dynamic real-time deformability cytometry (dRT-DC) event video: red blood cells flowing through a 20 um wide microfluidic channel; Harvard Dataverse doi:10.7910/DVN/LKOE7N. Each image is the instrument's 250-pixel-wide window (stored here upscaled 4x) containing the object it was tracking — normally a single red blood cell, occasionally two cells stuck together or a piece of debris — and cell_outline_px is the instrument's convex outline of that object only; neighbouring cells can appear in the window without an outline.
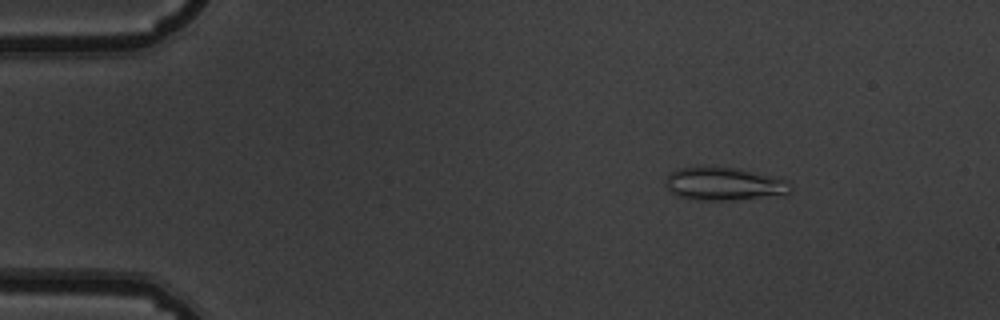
{"species": "common noctule bat (a hibernating species)", "species_latin": "Nyctalus noctula", "temperature_condition": "warm", "stored_images_in_passage": 55, "segment_of_instrument_passage": [1, 2], "camera_frame_rate_fps": 3000, "um_per_image_px": 0.085, "animal": {"sex": "male", "body_mass_g": 19.5, "forearm_length_mm": 54.6}, "frame": {"image": 1, "passage_image": 8, "time_ms": 2.333, "image_size_px": [1000, 320], "cell_outline_px": [[792, 188], [784, 196], [736, 200], [692, 200], [676, 196], [668, 188], [668, 172], [680, 168], [700, 164], [736, 168], [788, 180], [792, 184]], "centroid_in_image_um": [61.57, 15.62], "position_along_channel_um": 23.4, "area_um2": 24.8}}
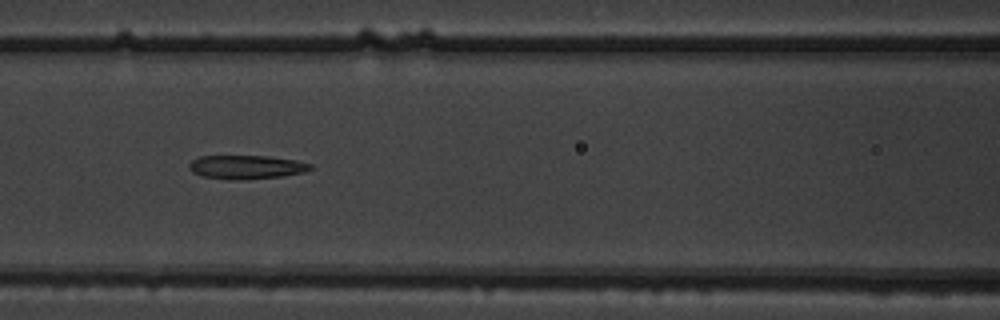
{"frame": {"image": 2, "passage_image": 24, "time_ms": 7.667, "image_size_px": [1000, 320], "cell_outline_px": [[312, 168], [304, 172], [284, 176], [236, 180], [228, 180], [200, 176], [192, 172], [188, 168], [188, 164], [196, 156], [268, 156], [296, 160], [312, 164]], "centroid_in_image_um": [20.89, 14.2], "position_along_channel_um": 145.7, "area_um2": 16.99}}
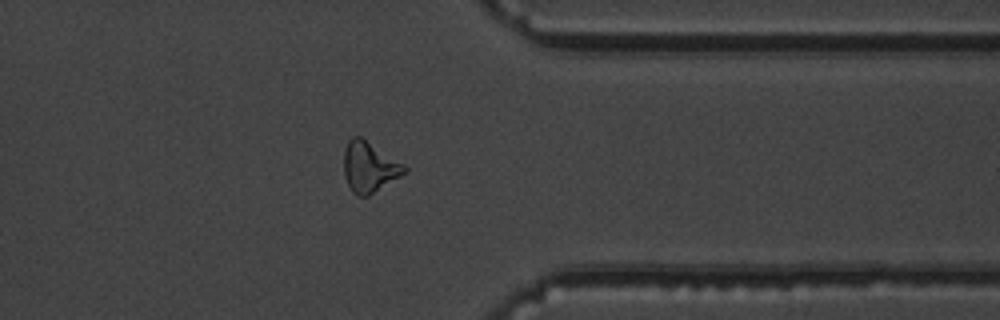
{"frame": {"image": 3, "passage_image": 43, "time_ms": 14.0, "image_size_px": [1000, 320], "cell_outline_px": [[408, 172], [368, 196], [356, 196], [352, 192], [344, 176], [344, 148], [348, 140], [352, 136], [360, 136], [404, 164], [408, 168]], "centroid_in_image_um": [31.39, 14.2], "position_along_channel_um": 380.0, "area_um2": 17.92}}